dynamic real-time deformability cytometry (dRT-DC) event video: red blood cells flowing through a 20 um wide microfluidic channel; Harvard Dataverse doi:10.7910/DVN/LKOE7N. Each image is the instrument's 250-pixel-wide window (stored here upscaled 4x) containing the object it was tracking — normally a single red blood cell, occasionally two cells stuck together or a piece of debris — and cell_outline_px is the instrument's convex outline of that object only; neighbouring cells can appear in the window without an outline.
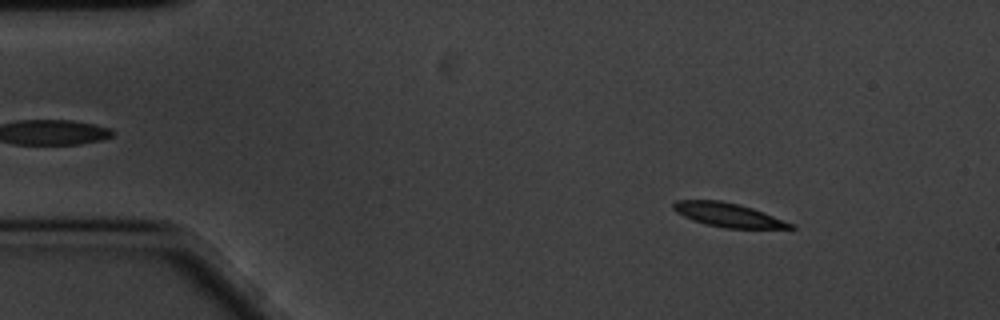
{"species": "common noctule bat (a hibernating species)", "species_latin": "Nyctalus noctula", "temperature_condition": "cold", "stored_images_in_passage": 59, "camera_frame_rate_fps": 3000, "um_per_image_px": 0.085, "animal": {"sex": "male", "body_mass_g": 20.1, "forearm_length_mm": 53.5}, "frame": {"image": 1, "passage_image": 7, "time_ms": 2.0, "image_size_px": [1000, 320], "cell_outline_px": [[796, 228], [724, 228], [704, 224], [692, 220], [676, 212], [672, 208], [672, 204], [676, 200], [720, 200], [740, 204], [764, 212], [796, 224]], "centroid_in_image_um": [61.9, 18.26], "position_along_channel_um": 23.1, "area_um2": 16.47}}
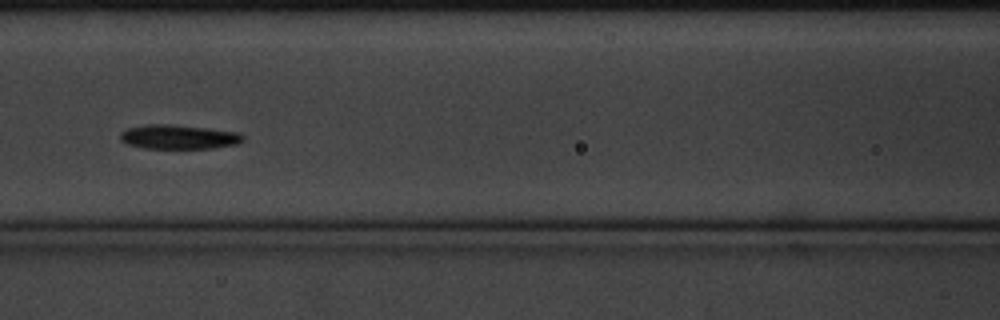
{"frame": {"image": 2, "passage_image": 25, "time_ms": 8.0, "image_size_px": [1000, 320], "cell_outline_px": [[244, 140], [240, 144], [212, 148], [144, 148], [128, 144], [120, 140], [120, 132], [128, 128], [144, 124], [168, 124], [208, 128], [240, 132], [244, 136]], "centroid_in_image_um": [15.22, 11.63], "position_along_channel_um": 151.4, "area_um2": 17.51}}
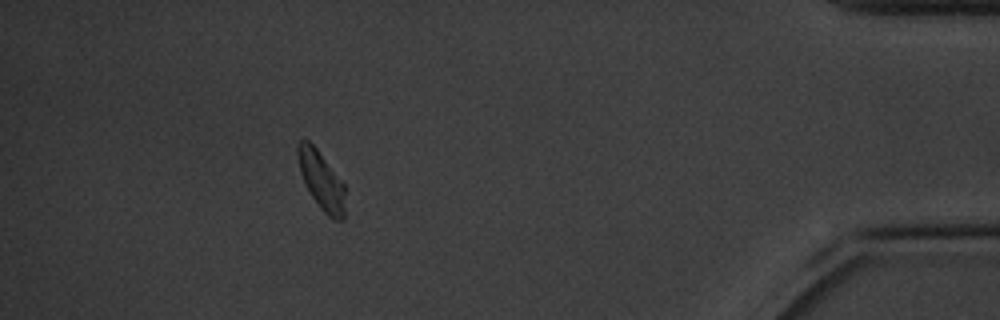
{"frame": {"image": 3, "passage_image": 53, "time_ms": 17.333, "image_size_px": [1000, 320], "cell_outline_px": [[344, 220], [332, 220], [320, 208], [312, 196], [300, 172], [296, 152], [296, 148], [300, 140], [308, 140], [316, 148], [344, 184]], "centroid_in_image_um": [27.31, 15.35], "position_along_channel_um": 407.9, "area_um2": 15.78}, "authors_computed_cell_mechanics": {"area_um2": 16.762, "velocity_mm_per_s": 3.3234, "shape_relaxation_time_tau1_ms": null, "shape_relaxation_time_tau2_ms": 6.7225, "deformation_change_tau1": null, "deformation_change_tau2": 0.1375}}